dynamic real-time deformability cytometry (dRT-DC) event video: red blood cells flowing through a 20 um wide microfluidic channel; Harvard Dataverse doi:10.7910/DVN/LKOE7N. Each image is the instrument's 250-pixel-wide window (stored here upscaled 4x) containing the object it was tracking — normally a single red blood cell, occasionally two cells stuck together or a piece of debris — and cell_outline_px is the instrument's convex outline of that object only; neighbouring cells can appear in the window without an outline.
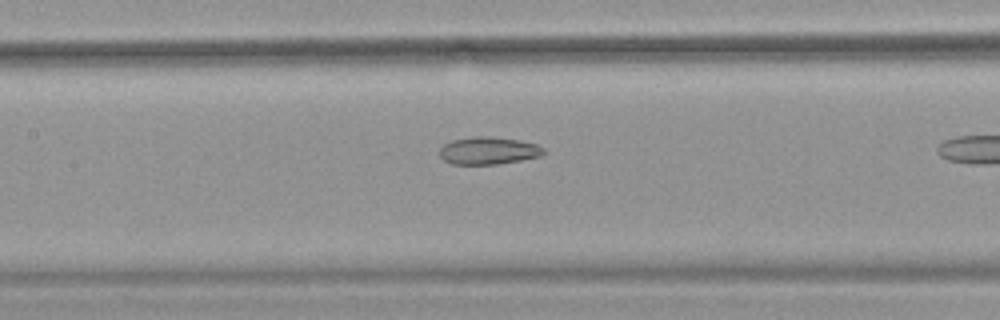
{"species": "common noctule bat (a hibernating species)", "species_latin": "Nyctalus noctula", "temperature_condition": "warm", "stored_images_in_passage": 20, "camera_frame_rate_fps": 3000, "um_per_image_px": 0.085, "animal": {"sex": "female", "body_mass_g": 18.4}, "frame": {"image": 1, "passage_image": 12, "time_ms": 3.667, "image_size_px": [1000, 320], "cell_outline_px": [[544, 152], [540, 156], [520, 160], [496, 164], [452, 164], [444, 160], [440, 156], [440, 148], [444, 144], [452, 140], [476, 136], [488, 136], [520, 140], [536, 144], [544, 148]], "centroid_in_image_um": [41.5, 12.8], "position_along_channel_um": 165.9, "area_um2": 16.53}}
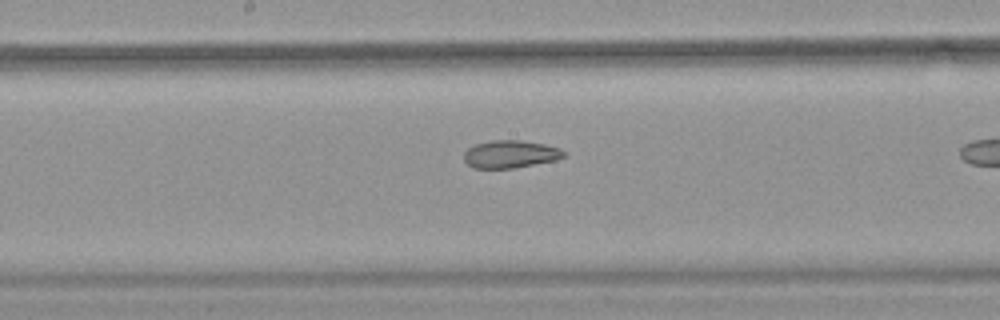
{"frame": {"image": 2, "passage_image": 15, "time_ms": 4.667, "image_size_px": [1000, 320], "cell_outline_px": [[568, 152], [564, 156], [556, 160], [512, 168], [472, 168], [464, 160], [464, 152], [468, 148], [476, 144], [492, 140], [520, 140], [544, 144], [560, 148]], "centroid_in_image_um": [43.39, 13.1], "position_along_channel_um": 204.8, "area_um2": 16.07}}